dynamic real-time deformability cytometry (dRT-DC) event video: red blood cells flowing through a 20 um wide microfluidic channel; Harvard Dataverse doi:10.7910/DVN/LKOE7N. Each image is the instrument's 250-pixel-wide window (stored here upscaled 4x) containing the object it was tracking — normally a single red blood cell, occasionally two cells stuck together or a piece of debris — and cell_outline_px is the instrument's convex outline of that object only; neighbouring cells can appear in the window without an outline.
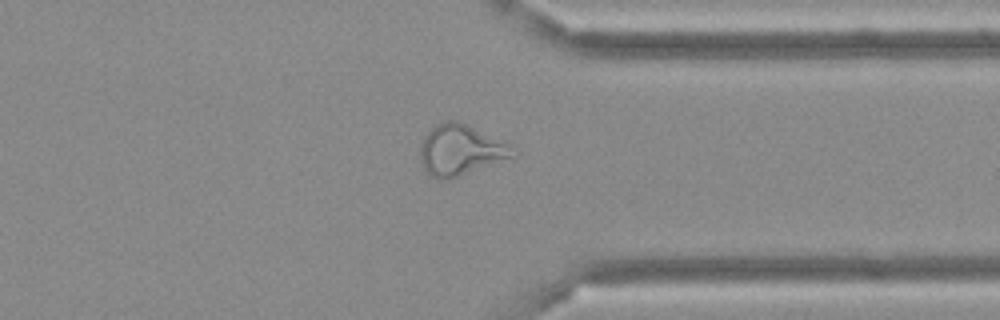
{"species": "Egyptian fruit bat (a non-hibernating species)", "species_latin": "Rousettus aegyptiacus", "temperature_condition": "cold", "stored_images_in_passage": 35, "camera_frame_rate_fps": 3000, "um_per_image_px": 0.085, "frame": {"image": 1, "passage_image": 24, "time_ms": 7.667, "image_size_px": [1000, 320], "cell_outline_px": [[520, 152], [516, 156], [448, 180], [436, 180], [424, 168], [420, 160], [420, 144], [424, 136], [436, 124], [444, 120], [456, 120], [468, 124], [504, 140], [512, 144]], "centroid_in_image_um": [39.2, 12.74], "position_along_channel_um": 372.2, "area_um2": 27.98}}
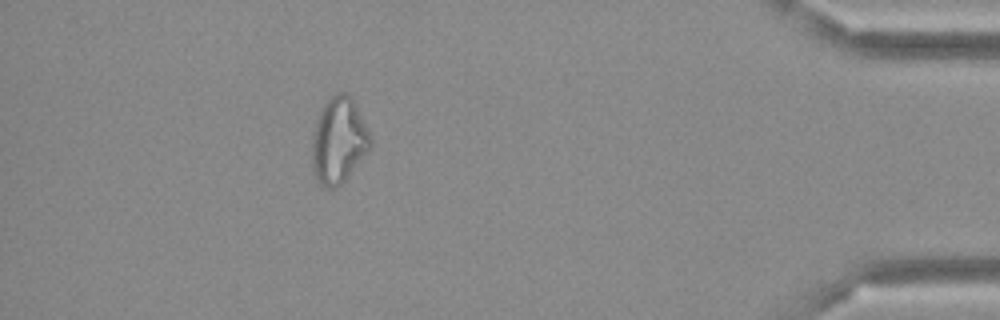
{"frame": {"image": 2, "passage_image": 30, "time_ms": 9.667, "image_size_px": [1000, 320], "cell_outline_px": [[372, 148], [348, 176], [336, 188], [328, 188], [320, 184], [312, 172], [312, 132], [316, 120], [324, 104], [332, 96], [340, 92], [344, 92], [352, 100], [372, 136]], "centroid_in_image_um": [28.78, 11.98], "position_along_channel_um": 406.4, "area_um2": 29.19}}